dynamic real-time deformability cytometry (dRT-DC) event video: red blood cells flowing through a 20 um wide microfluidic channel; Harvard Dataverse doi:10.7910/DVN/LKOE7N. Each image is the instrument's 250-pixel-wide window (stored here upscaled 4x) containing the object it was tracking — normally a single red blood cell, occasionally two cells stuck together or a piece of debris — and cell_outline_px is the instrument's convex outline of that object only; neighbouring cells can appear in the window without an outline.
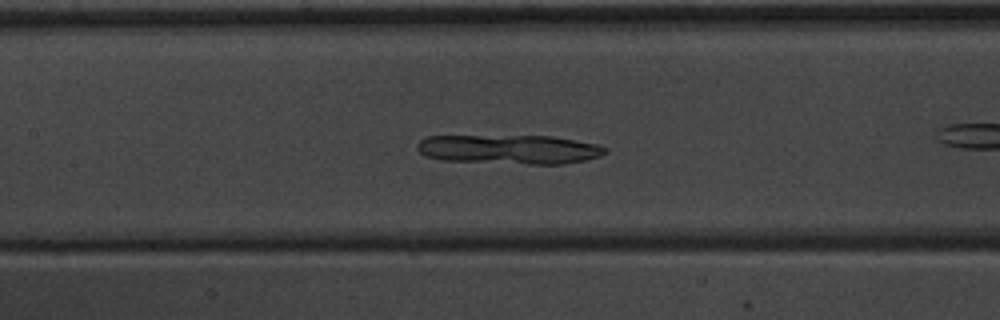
{"species": "common noctule bat (a hibernating species)", "species_latin": "Nyctalus noctula", "temperature_condition": "warm", "stored_images_in_passage": 35, "camera_frame_rate_fps": 3000, "um_per_image_px": 0.085, "animal": {"sex": "male", "body_mass_g": 20.1, "forearm_length_mm": 53.5}, "frame": {"image": 1, "passage_image": 7, "time_ms": 2.0, "image_size_px": [1000, 320], "cell_outline_px": [[608, 152], [600, 156], [588, 160], [564, 164], [528, 164], [440, 160], [424, 156], [416, 148], [416, 144], [420, 140], [428, 136], [552, 136], [596, 144], [608, 148]], "centroid_in_image_um": [43.3, 12.7], "position_along_channel_um": 164.1, "area_um2": 32.31}}
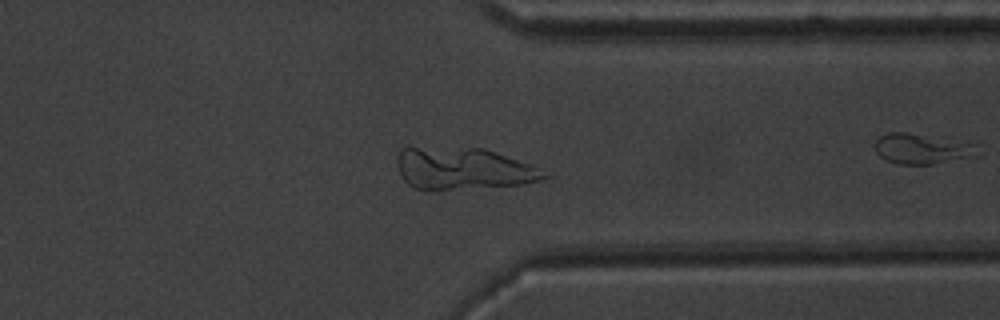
{"frame": {"image": 2, "passage_image": 23, "time_ms": 7.333, "image_size_px": [1000, 320], "cell_outline_px": [[552, 176], [544, 180], [524, 184], [436, 192], [416, 188], [408, 184], [404, 180], [396, 164], [396, 156], [400, 148], [408, 144], [484, 148], [552, 172]], "centroid_in_image_um": [39.33, 14.32], "position_along_channel_um": 372.1, "area_um2": 37.92}}
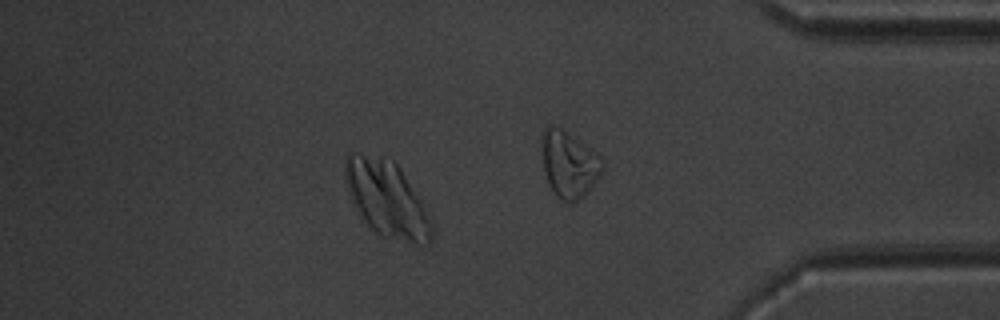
{"frame": {"image": 3, "passage_image": 28, "time_ms": 9.0, "image_size_px": [1000, 320], "cell_outline_px": [[432, 236], [428, 244], [416, 244], [384, 236], [376, 232], [364, 220], [356, 204], [348, 184], [344, 172], [344, 160], [348, 152], [352, 152], [380, 156], [392, 160], [400, 168], [432, 224]], "centroid_in_image_um": [32.86, 16.88], "position_along_channel_um": 402.3, "area_um2": 36.76}}